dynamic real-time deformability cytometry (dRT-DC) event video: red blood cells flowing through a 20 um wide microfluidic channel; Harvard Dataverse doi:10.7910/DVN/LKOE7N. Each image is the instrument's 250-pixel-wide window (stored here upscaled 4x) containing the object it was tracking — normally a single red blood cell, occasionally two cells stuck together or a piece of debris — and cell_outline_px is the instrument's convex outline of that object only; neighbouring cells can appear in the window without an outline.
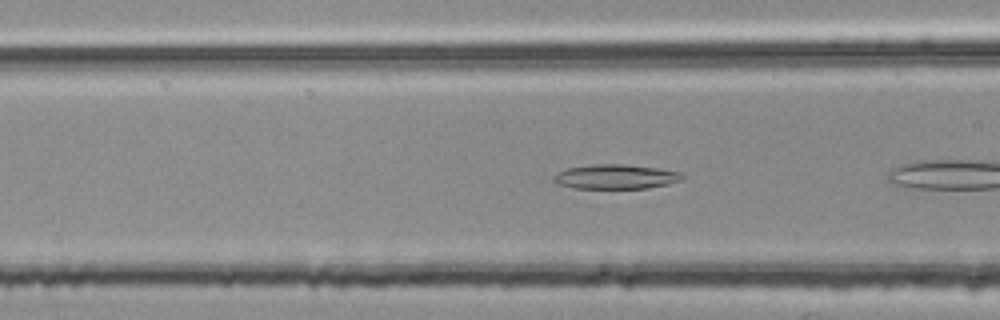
{"species": "common noctule bat (a hibernating species)", "species_latin": "Nyctalus noctula", "temperature_condition": "room temperature", "stored_images_in_passage": 13, "camera_frame_rate_fps": 3000, "um_per_image_px": 0.085, "animal": {"sex": "female", "body_mass_g": 25.1}, "frame": {"image": 1, "passage_image": 4, "time_ms": 1.0, "image_size_px": [1000, 320], "cell_outline_px": [[684, 180], [668, 184], [648, 188], [572, 188], [556, 184], [552, 180], [552, 176], [568, 168], [592, 164], [624, 164], [656, 168], [684, 172]], "centroid_in_image_um": [52.36, 15.02], "position_along_channel_um": 114.2, "area_um2": 18.55}}